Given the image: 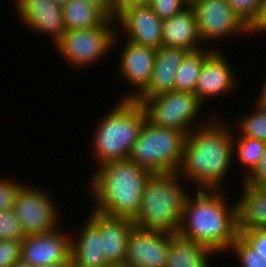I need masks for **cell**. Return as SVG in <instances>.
<instances>
[{
  "instance_id": "1",
  "label": "cell",
  "mask_w": 266,
  "mask_h": 267,
  "mask_svg": "<svg viewBox=\"0 0 266 267\" xmlns=\"http://www.w3.org/2000/svg\"><path fill=\"white\" fill-rule=\"evenodd\" d=\"M221 120L214 115L208 123L186 136L182 161L176 173L193 184V188L224 190L222 184L233 166L235 148L233 126Z\"/></svg>"
},
{
  "instance_id": "2",
  "label": "cell",
  "mask_w": 266,
  "mask_h": 267,
  "mask_svg": "<svg viewBox=\"0 0 266 267\" xmlns=\"http://www.w3.org/2000/svg\"><path fill=\"white\" fill-rule=\"evenodd\" d=\"M188 195L177 233L204 244L217 255L229 252L239 235L237 204H229L223 190L197 189ZM195 196V197H194Z\"/></svg>"
},
{
  "instance_id": "3",
  "label": "cell",
  "mask_w": 266,
  "mask_h": 267,
  "mask_svg": "<svg viewBox=\"0 0 266 267\" xmlns=\"http://www.w3.org/2000/svg\"><path fill=\"white\" fill-rule=\"evenodd\" d=\"M95 172V173H94ZM91 175L88 192L97 212L134 219L139 213L145 185L153 175L131 159L107 162Z\"/></svg>"
},
{
  "instance_id": "4",
  "label": "cell",
  "mask_w": 266,
  "mask_h": 267,
  "mask_svg": "<svg viewBox=\"0 0 266 267\" xmlns=\"http://www.w3.org/2000/svg\"><path fill=\"white\" fill-rule=\"evenodd\" d=\"M146 120L143 107L135 100H118L102 116L92 136V151L99 167L107 162L128 159ZM94 137V138H93Z\"/></svg>"
},
{
  "instance_id": "5",
  "label": "cell",
  "mask_w": 266,
  "mask_h": 267,
  "mask_svg": "<svg viewBox=\"0 0 266 267\" xmlns=\"http://www.w3.org/2000/svg\"><path fill=\"white\" fill-rule=\"evenodd\" d=\"M177 173L153 174L147 181L134 227L177 233L190 192Z\"/></svg>"
},
{
  "instance_id": "6",
  "label": "cell",
  "mask_w": 266,
  "mask_h": 267,
  "mask_svg": "<svg viewBox=\"0 0 266 267\" xmlns=\"http://www.w3.org/2000/svg\"><path fill=\"white\" fill-rule=\"evenodd\" d=\"M187 133L158 127L145 120L129 159L153 174L176 173L180 167Z\"/></svg>"
},
{
  "instance_id": "7",
  "label": "cell",
  "mask_w": 266,
  "mask_h": 267,
  "mask_svg": "<svg viewBox=\"0 0 266 267\" xmlns=\"http://www.w3.org/2000/svg\"><path fill=\"white\" fill-rule=\"evenodd\" d=\"M115 25L116 21L107 19L99 27L65 31L54 47L69 66L77 70L87 68L104 55L106 58L107 52L120 42V29Z\"/></svg>"
},
{
  "instance_id": "8",
  "label": "cell",
  "mask_w": 266,
  "mask_h": 267,
  "mask_svg": "<svg viewBox=\"0 0 266 267\" xmlns=\"http://www.w3.org/2000/svg\"><path fill=\"white\" fill-rule=\"evenodd\" d=\"M135 101L140 103L145 111L146 120L154 126L173 128L187 134L212 119L210 117L208 121L205 119L204 122H195L198 118L201 119L199 114L204 106L195 93L173 90Z\"/></svg>"
},
{
  "instance_id": "9",
  "label": "cell",
  "mask_w": 266,
  "mask_h": 267,
  "mask_svg": "<svg viewBox=\"0 0 266 267\" xmlns=\"http://www.w3.org/2000/svg\"><path fill=\"white\" fill-rule=\"evenodd\" d=\"M190 6L194 9L199 36L204 45H210L214 40L248 34L247 24L227 0H194Z\"/></svg>"
},
{
  "instance_id": "10",
  "label": "cell",
  "mask_w": 266,
  "mask_h": 267,
  "mask_svg": "<svg viewBox=\"0 0 266 267\" xmlns=\"http://www.w3.org/2000/svg\"><path fill=\"white\" fill-rule=\"evenodd\" d=\"M13 209L27 236L48 233L58 228L60 208L50 194L40 188L24 184L16 194Z\"/></svg>"
},
{
  "instance_id": "11",
  "label": "cell",
  "mask_w": 266,
  "mask_h": 267,
  "mask_svg": "<svg viewBox=\"0 0 266 267\" xmlns=\"http://www.w3.org/2000/svg\"><path fill=\"white\" fill-rule=\"evenodd\" d=\"M171 233L134 227L127 242L128 267H167Z\"/></svg>"
},
{
  "instance_id": "12",
  "label": "cell",
  "mask_w": 266,
  "mask_h": 267,
  "mask_svg": "<svg viewBox=\"0 0 266 267\" xmlns=\"http://www.w3.org/2000/svg\"><path fill=\"white\" fill-rule=\"evenodd\" d=\"M125 42L119 57L118 69L120 73L118 72V76L132 88L130 92L121 96L120 100H135L151 81L156 49L134 44L129 40Z\"/></svg>"
},
{
  "instance_id": "13",
  "label": "cell",
  "mask_w": 266,
  "mask_h": 267,
  "mask_svg": "<svg viewBox=\"0 0 266 267\" xmlns=\"http://www.w3.org/2000/svg\"><path fill=\"white\" fill-rule=\"evenodd\" d=\"M61 230L58 227L48 233L26 236L21 241V259L34 267L71 262L72 236Z\"/></svg>"
},
{
  "instance_id": "14",
  "label": "cell",
  "mask_w": 266,
  "mask_h": 267,
  "mask_svg": "<svg viewBox=\"0 0 266 267\" xmlns=\"http://www.w3.org/2000/svg\"><path fill=\"white\" fill-rule=\"evenodd\" d=\"M16 14L26 28L49 35L55 44L65 30L63 9L53 0H14Z\"/></svg>"
},
{
  "instance_id": "15",
  "label": "cell",
  "mask_w": 266,
  "mask_h": 267,
  "mask_svg": "<svg viewBox=\"0 0 266 267\" xmlns=\"http://www.w3.org/2000/svg\"><path fill=\"white\" fill-rule=\"evenodd\" d=\"M116 25L127 35L125 40L154 49L162 46V20L148 4L125 9L117 16Z\"/></svg>"
},
{
  "instance_id": "16",
  "label": "cell",
  "mask_w": 266,
  "mask_h": 267,
  "mask_svg": "<svg viewBox=\"0 0 266 267\" xmlns=\"http://www.w3.org/2000/svg\"><path fill=\"white\" fill-rule=\"evenodd\" d=\"M218 50L215 49L205 59L198 77L195 95L203 104L213 97L228 95L237 85L234 68L232 69L222 50Z\"/></svg>"
},
{
  "instance_id": "17",
  "label": "cell",
  "mask_w": 266,
  "mask_h": 267,
  "mask_svg": "<svg viewBox=\"0 0 266 267\" xmlns=\"http://www.w3.org/2000/svg\"><path fill=\"white\" fill-rule=\"evenodd\" d=\"M89 217L100 229L102 250L106 262L124 263L127 255V242L134 228L133 219L112 217L90 210Z\"/></svg>"
},
{
  "instance_id": "18",
  "label": "cell",
  "mask_w": 266,
  "mask_h": 267,
  "mask_svg": "<svg viewBox=\"0 0 266 267\" xmlns=\"http://www.w3.org/2000/svg\"><path fill=\"white\" fill-rule=\"evenodd\" d=\"M202 43L196 15L191 6L162 21V46L194 52L203 49Z\"/></svg>"
},
{
  "instance_id": "19",
  "label": "cell",
  "mask_w": 266,
  "mask_h": 267,
  "mask_svg": "<svg viewBox=\"0 0 266 267\" xmlns=\"http://www.w3.org/2000/svg\"><path fill=\"white\" fill-rule=\"evenodd\" d=\"M187 53V50L181 48L161 46L156 49L151 81L148 87L136 99H146L173 91L177 69Z\"/></svg>"
},
{
  "instance_id": "20",
  "label": "cell",
  "mask_w": 266,
  "mask_h": 267,
  "mask_svg": "<svg viewBox=\"0 0 266 267\" xmlns=\"http://www.w3.org/2000/svg\"><path fill=\"white\" fill-rule=\"evenodd\" d=\"M79 235L71 239V267H103L106 264L98 226L88 217ZM74 238V239H73Z\"/></svg>"
},
{
  "instance_id": "21",
  "label": "cell",
  "mask_w": 266,
  "mask_h": 267,
  "mask_svg": "<svg viewBox=\"0 0 266 267\" xmlns=\"http://www.w3.org/2000/svg\"><path fill=\"white\" fill-rule=\"evenodd\" d=\"M242 188V196L236 201L238 233L266 228V188L244 182Z\"/></svg>"
},
{
  "instance_id": "22",
  "label": "cell",
  "mask_w": 266,
  "mask_h": 267,
  "mask_svg": "<svg viewBox=\"0 0 266 267\" xmlns=\"http://www.w3.org/2000/svg\"><path fill=\"white\" fill-rule=\"evenodd\" d=\"M215 254L204 244L185 238L179 233H171L167 267H210V259Z\"/></svg>"
},
{
  "instance_id": "23",
  "label": "cell",
  "mask_w": 266,
  "mask_h": 267,
  "mask_svg": "<svg viewBox=\"0 0 266 267\" xmlns=\"http://www.w3.org/2000/svg\"><path fill=\"white\" fill-rule=\"evenodd\" d=\"M62 9L66 31L99 27L108 19L85 0H69Z\"/></svg>"
},
{
  "instance_id": "24",
  "label": "cell",
  "mask_w": 266,
  "mask_h": 267,
  "mask_svg": "<svg viewBox=\"0 0 266 267\" xmlns=\"http://www.w3.org/2000/svg\"><path fill=\"white\" fill-rule=\"evenodd\" d=\"M200 49L188 52L182 59L175 76L174 90L195 93L202 66L205 59L217 48Z\"/></svg>"
},
{
  "instance_id": "25",
  "label": "cell",
  "mask_w": 266,
  "mask_h": 267,
  "mask_svg": "<svg viewBox=\"0 0 266 267\" xmlns=\"http://www.w3.org/2000/svg\"><path fill=\"white\" fill-rule=\"evenodd\" d=\"M233 147L236 148L233 150L234 158L236 157L244 167L241 172L243 175L241 179H244L258 164L266 149V142L247 137H234Z\"/></svg>"
},
{
  "instance_id": "26",
  "label": "cell",
  "mask_w": 266,
  "mask_h": 267,
  "mask_svg": "<svg viewBox=\"0 0 266 267\" xmlns=\"http://www.w3.org/2000/svg\"><path fill=\"white\" fill-rule=\"evenodd\" d=\"M254 111L241 116L237 127L233 129L234 137H247L266 142V109L257 102ZM236 129V131H235Z\"/></svg>"
},
{
  "instance_id": "27",
  "label": "cell",
  "mask_w": 266,
  "mask_h": 267,
  "mask_svg": "<svg viewBox=\"0 0 266 267\" xmlns=\"http://www.w3.org/2000/svg\"><path fill=\"white\" fill-rule=\"evenodd\" d=\"M238 258L241 267H266L264 260L240 235L231 244L229 251Z\"/></svg>"
},
{
  "instance_id": "28",
  "label": "cell",
  "mask_w": 266,
  "mask_h": 267,
  "mask_svg": "<svg viewBox=\"0 0 266 267\" xmlns=\"http://www.w3.org/2000/svg\"><path fill=\"white\" fill-rule=\"evenodd\" d=\"M26 236L14 209L0 211V240L22 241Z\"/></svg>"
},
{
  "instance_id": "29",
  "label": "cell",
  "mask_w": 266,
  "mask_h": 267,
  "mask_svg": "<svg viewBox=\"0 0 266 267\" xmlns=\"http://www.w3.org/2000/svg\"><path fill=\"white\" fill-rule=\"evenodd\" d=\"M149 7L163 21L190 6L187 0H149Z\"/></svg>"
},
{
  "instance_id": "30",
  "label": "cell",
  "mask_w": 266,
  "mask_h": 267,
  "mask_svg": "<svg viewBox=\"0 0 266 267\" xmlns=\"http://www.w3.org/2000/svg\"><path fill=\"white\" fill-rule=\"evenodd\" d=\"M24 184L11 178H0V211L13 209L16 194Z\"/></svg>"
},
{
  "instance_id": "31",
  "label": "cell",
  "mask_w": 266,
  "mask_h": 267,
  "mask_svg": "<svg viewBox=\"0 0 266 267\" xmlns=\"http://www.w3.org/2000/svg\"><path fill=\"white\" fill-rule=\"evenodd\" d=\"M21 259V241L0 240V267H12Z\"/></svg>"
},
{
  "instance_id": "32",
  "label": "cell",
  "mask_w": 266,
  "mask_h": 267,
  "mask_svg": "<svg viewBox=\"0 0 266 267\" xmlns=\"http://www.w3.org/2000/svg\"><path fill=\"white\" fill-rule=\"evenodd\" d=\"M239 235L266 260V228L245 230Z\"/></svg>"
},
{
  "instance_id": "33",
  "label": "cell",
  "mask_w": 266,
  "mask_h": 267,
  "mask_svg": "<svg viewBox=\"0 0 266 267\" xmlns=\"http://www.w3.org/2000/svg\"><path fill=\"white\" fill-rule=\"evenodd\" d=\"M234 12L248 24L259 7L260 0H227Z\"/></svg>"
},
{
  "instance_id": "34",
  "label": "cell",
  "mask_w": 266,
  "mask_h": 267,
  "mask_svg": "<svg viewBox=\"0 0 266 267\" xmlns=\"http://www.w3.org/2000/svg\"><path fill=\"white\" fill-rule=\"evenodd\" d=\"M245 184H250L253 186H265L266 185V149L260 158L258 164L254 169L241 180Z\"/></svg>"
},
{
  "instance_id": "35",
  "label": "cell",
  "mask_w": 266,
  "mask_h": 267,
  "mask_svg": "<svg viewBox=\"0 0 266 267\" xmlns=\"http://www.w3.org/2000/svg\"><path fill=\"white\" fill-rule=\"evenodd\" d=\"M260 32L266 33V0H260L259 7L254 17L247 24L248 35Z\"/></svg>"
},
{
  "instance_id": "36",
  "label": "cell",
  "mask_w": 266,
  "mask_h": 267,
  "mask_svg": "<svg viewBox=\"0 0 266 267\" xmlns=\"http://www.w3.org/2000/svg\"><path fill=\"white\" fill-rule=\"evenodd\" d=\"M88 4L100 10L108 19L116 21L117 16L114 14L112 0H85Z\"/></svg>"
},
{
  "instance_id": "37",
  "label": "cell",
  "mask_w": 266,
  "mask_h": 267,
  "mask_svg": "<svg viewBox=\"0 0 266 267\" xmlns=\"http://www.w3.org/2000/svg\"><path fill=\"white\" fill-rule=\"evenodd\" d=\"M149 0H112L114 14L118 16L121 12L131 6L148 4Z\"/></svg>"
},
{
  "instance_id": "38",
  "label": "cell",
  "mask_w": 266,
  "mask_h": 267,
  "mask_svg": "<svg viewBox=\"0 0 266 267\" xmlns=\"http://www.w3.org/2000/svg\"><path fill=\"white\" fill-rule=\"evenodd\" d=\"M262 88L260 89L259 96L257 97L256 101L260 106L266 109V78L262 83Z\"/></svg>"
},
{
  "instance_id": "39",
  "label": "cell",
  "mask_w": 266,
  "mask_h": 267,
  "mask_svg": "<svg viewBox=\"0 0 266 267\" xmlns=\"http://www.w3.org/2000/svg\"><path fill=\"white\" fill-rule=\"evenodd\" d=\"M43 267H71V262H55Z\"/></svg>"
},
{
  "instance_id": "40",
  "label": "cell",
  "mask_w": 266,
  "mask_h": 267,
  "mask_svg": "<svg viewBox=\"0 0 266 267\" xmlns=\"http://www.w3.org/2000/svg\"><path fill=\"white\" fill-rule=\"evenodd\" d=\"M12 267H34L33 265L29 264L26 261H23L22 259H19L16 261Z\"/></svg>"
},
{
  "instance_id": "41",
  "label": "cell",
  "mask_w": 266,
  "mask_h": 267,
  "mask_svg": "<svg viewBox=\"0 0 266 267\" xmlns=\"http://www.w3.org/2000/svg\"><path fill=\"white\" fill-rule=\"evenodd\" d=\"M103 267H128L125 263H110Z\"/></svg>"
},
{
  "instance_id": "42",
  "label": "cell",
  "mask_w": 266,
  "mask_h": 267,
  "mask_svg": "<svg viewBox=\"0 0 266 267\" xmlns=\"http://www.w3.org/2000/svg\"><path fill=\"white\" fill-rule=\"evenodd\" d=\"M58 6L61 8L69 1V0H53Z\"/></svg>"
},
{
  "instance_id": "43",
  "label": "cell",
  "mask_w": 266,
  "mask_h": 267,
  "mask_svg": "<svg viewBox=\"0 0 266 267\" xmlns=\"http://www.w3.org/2000/svg\"><path fill=\"white\" fill-rule=\"evenodd\" d=\"M190 4L194 1V0H187Z\"/></svg>"
}]
</instances>
